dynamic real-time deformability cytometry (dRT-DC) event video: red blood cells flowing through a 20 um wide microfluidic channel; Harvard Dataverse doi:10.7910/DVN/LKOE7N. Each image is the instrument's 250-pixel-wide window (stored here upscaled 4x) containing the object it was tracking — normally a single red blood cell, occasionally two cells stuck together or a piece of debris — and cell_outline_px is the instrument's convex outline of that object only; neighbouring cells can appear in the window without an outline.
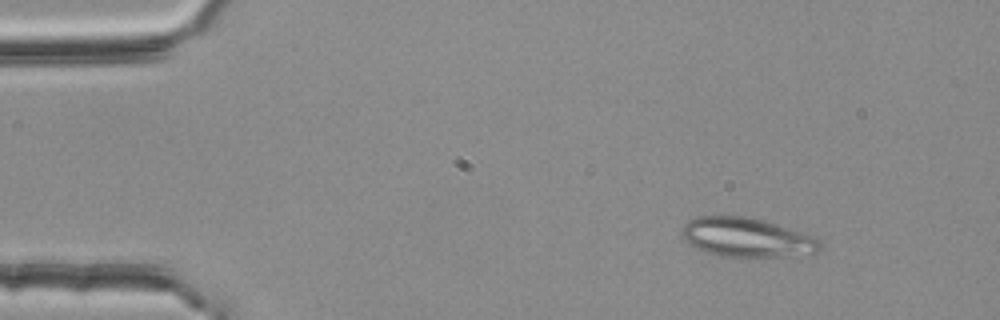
{"species": "common noctule bat (a hibernating species)", "species_latin": "Nyctalus noctula", "temperature_condition": "room temperature", "stored_images_in_passage": 52, "segment_of_instrument_passage": [1, 2], "camera_frame_rate_fps": 3000, "um_per_image_px": 0.085, "animal": {"sex": "female", "body_mass_g": 25.1}, "frame": {"image": 1, "passage_image": 6, "time_ms": 1.667, "image_size_px": [1000, 320], "cell_outline_px": [[824, 248], [816, 252], [784, 256], [748, 260], [720, 256], [704, 252], [688, 244], [680, 236], [680, 232], [684, 224], [688, 220], [696, 216], [744, 216], [764, 220], [812, 236], [820, 240]], "centroid_in_image_um": [63.42, 20.22], "position_along_channel_um": 21.6, "area_um2": 32.48}}